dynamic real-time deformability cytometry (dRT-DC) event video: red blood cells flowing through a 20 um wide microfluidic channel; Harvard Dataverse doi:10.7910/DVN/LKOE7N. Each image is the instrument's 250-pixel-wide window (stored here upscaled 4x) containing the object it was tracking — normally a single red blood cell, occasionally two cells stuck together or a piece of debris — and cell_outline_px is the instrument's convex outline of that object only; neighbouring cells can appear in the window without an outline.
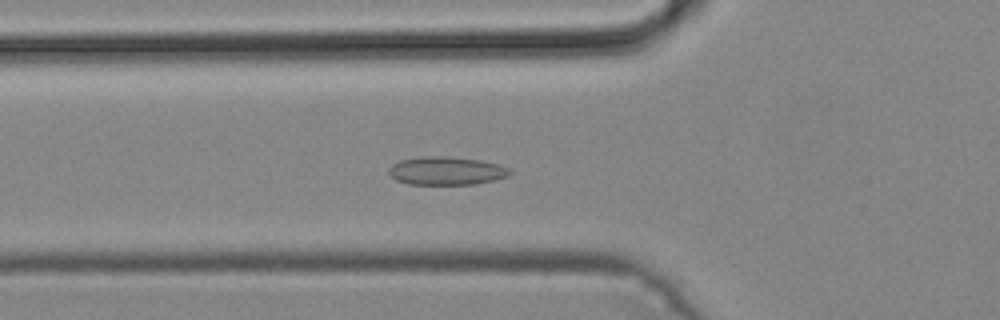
{"species": "common noctule bat (a hibernating species)", "species_latin": "Nyctalus noctula", "temperature_condition": "cold", "stored_images_in_passage": 41, "camera_frame_rate_fps": 3000, "um_per_image_px": 0.085, "animal": {"sex": "male", "body_mass_g": 19.2, "forearm_length_mm": 51.8}, "frame": {"image": 1, "passage_image": 10, "time_ms": 3.0, "image_size_px": [1000, 320], "cell_outline_px": [[512, 172], [508, 176], [476, 184], [408, 184], [396, 180], [388, 172], [388, 168], [392, 164], [400, 160], [424, 156], [448, 156], [480, 160], [496, 164], [508, 168]], "centroid_in_image_um": [37.91, 14.51], "position_along_channel_um": 87.9, "area_um2": 19.83}}
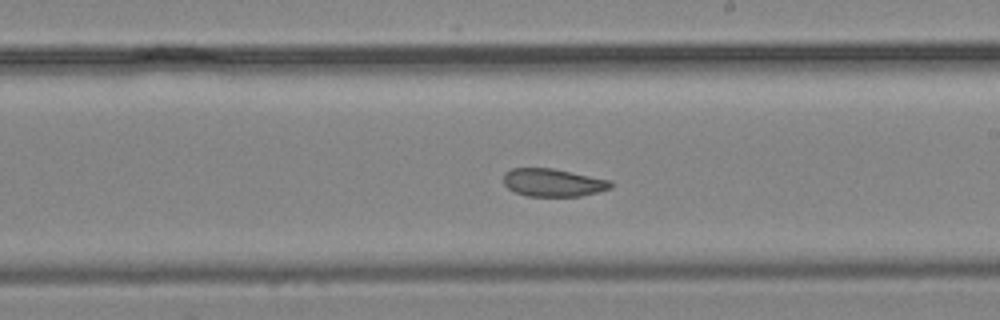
{"frame": {"image": 2, "passage_image": 21, "time_ms": 6.667, "image_size_px": [1000, 320], "cell_outline_px": [[612, 188], [580, 196], [528, 196], [516, 192], [508, 188], [504, 184], [504, 172], [512, 168], [552, 168], [612, 180]], "centroid_in_image_um": [47.02, 15.51], "position_along_channel_um": 242.0, "area_um2": 17.4}}
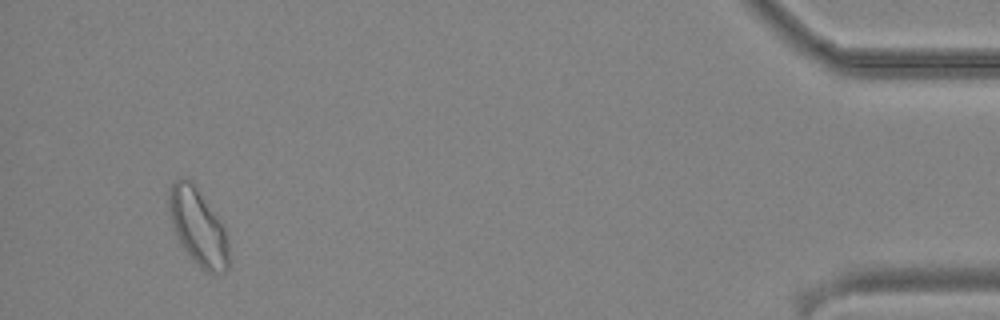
{"frame": {"image": 3, "passage_image": 39, "time_ms": 12.667, "image_size_px": [1000, 320], "cell_outline_px": [[232, 264], [228, 272], [208, 272], [200, 268], [180, 244], [176, 236], [168, 204], [168, 192], [172, 184], [180, 176], [192, 180], [228, 232]], "centroid_in_image_um": [16.9, 19.33], "position_along_channel_um": 418.3, "area_um2": 27.28}}